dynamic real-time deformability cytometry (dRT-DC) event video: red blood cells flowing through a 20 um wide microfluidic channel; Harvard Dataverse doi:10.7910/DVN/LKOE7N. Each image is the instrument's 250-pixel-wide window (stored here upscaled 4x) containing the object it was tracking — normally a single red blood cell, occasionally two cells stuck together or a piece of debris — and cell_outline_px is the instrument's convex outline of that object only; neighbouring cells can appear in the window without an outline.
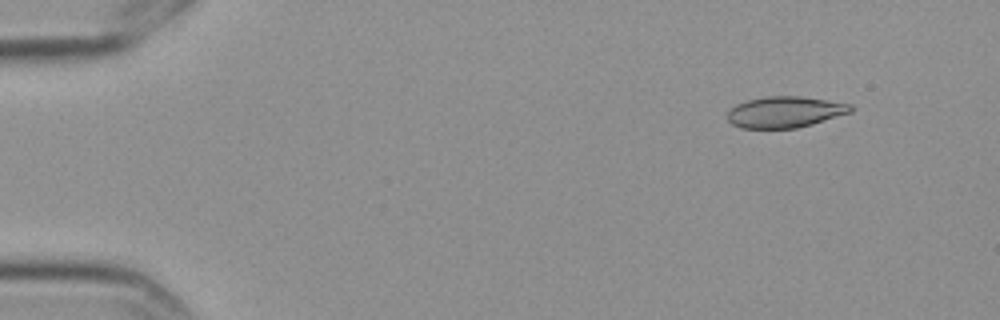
{"species": "Egyptian fruit bat (a non-hibernating species)", "species_latin": "Rousettus aegyptiacus", "temperature_condition": "cold", "stored_images_in_passage": 5, "camera_frame_rate_fps": 3000, "um_per_image_px": 0.085, "frame": {"image": 1, "passage_image": 2, "time_ms": 0.333, "image_size_px": [1000, 320], "cell_outline_px": [[856, 108], [852, 112], [812, 124], [796, 128], [740, 128], [732, 124], [728, 120], [728, 112], [736, 104], [748, 100], [764, 96], [800, 96], [852, 104]], "centroid_in_image_um": [66.75, 9.52], "position_along_channel_um": 18.2, "area_um2": 22.43}}
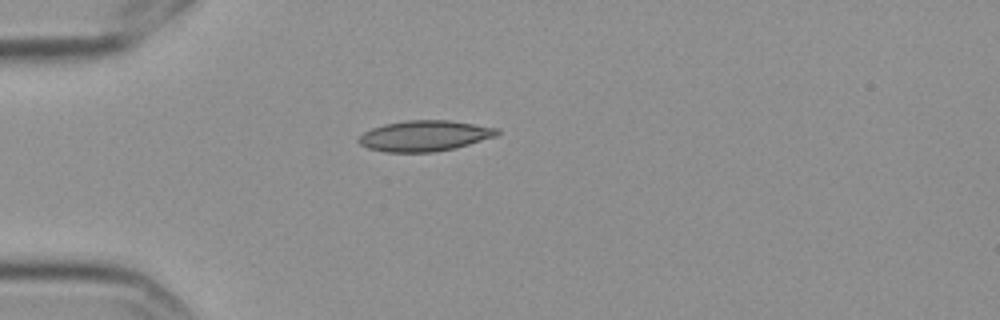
{"frame": {"image": 2, "passage_image": 5, "time_ms": 1.333, "image_size_px": [1000, 320], "cell_outline_px": [[500, 132], [496, 136], [456, 148], [432, 152], [384, 152], [368, 148], [360, 144], [356, 140], [364, 132], [372, 128], [384, 124], [408, 120], [448, 120], [496, 128]], "centroid_in_image_um": [36.06, 11.55], "position_along_channel_um": 48.9, "area_um2": 24.62}}